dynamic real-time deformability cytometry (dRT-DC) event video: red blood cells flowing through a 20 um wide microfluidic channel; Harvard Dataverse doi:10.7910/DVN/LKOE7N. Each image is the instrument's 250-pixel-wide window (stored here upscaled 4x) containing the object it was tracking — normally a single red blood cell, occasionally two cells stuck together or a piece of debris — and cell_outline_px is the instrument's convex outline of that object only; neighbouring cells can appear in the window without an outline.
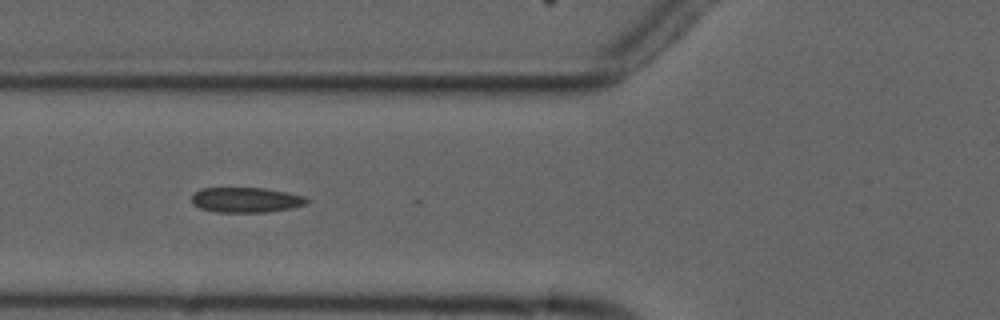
{"species": "common noctule bat (a hibernating species)", "species_latin": "Nyctalus noctula", "temperature_condition": "cold", "stored_images_in_passage": 3, "camera_frame_rate_fps": 3000, "um_per_image_px": 0.085, "animal": {"sex": "male", "forearm_length_mm": 52.5}, "frame": {"image": 1, "passage_image": 2, "time_ms": 1.0, "image_size_px": [1000, 320], "cell_outline_px": [[308, 200], [304, 204], [292, 208], [268, 212], [216, 212], [200, 208], [192, 204], [192, 196], [200, 188], [264, 188], [304, 196]], "centroid_in_image_um": [20.87, 17.0], "position_along_channel_um": 104.9, "area_um2": 16.7}}
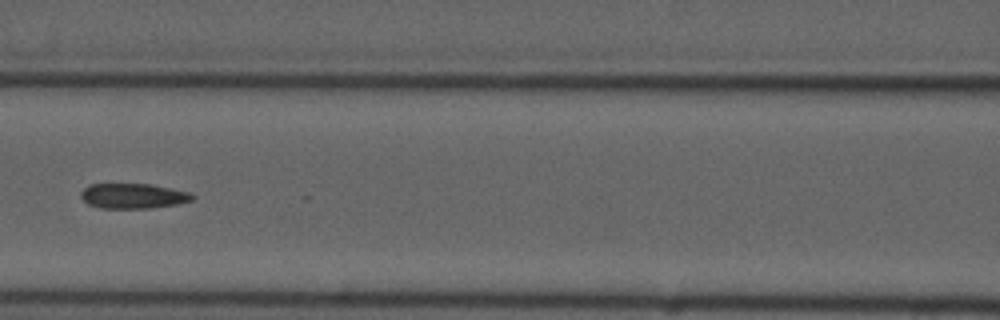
{"frame": {"image": 2, "passage_image": 3, "time_ms": 2.333, "image_size_px": [1000, 320], "cell_outline_px": [[196, 196], [192, 200], [180, 204], [152, 208], [100, 208], [88, 204], [80, 196], [80, 192], [88, 184], [152, 184], [188, 192]], "centroid_in_image_um": [11.32, 16.66], "position_along_channel_um": 155.3, "area_um2": 16.42}}